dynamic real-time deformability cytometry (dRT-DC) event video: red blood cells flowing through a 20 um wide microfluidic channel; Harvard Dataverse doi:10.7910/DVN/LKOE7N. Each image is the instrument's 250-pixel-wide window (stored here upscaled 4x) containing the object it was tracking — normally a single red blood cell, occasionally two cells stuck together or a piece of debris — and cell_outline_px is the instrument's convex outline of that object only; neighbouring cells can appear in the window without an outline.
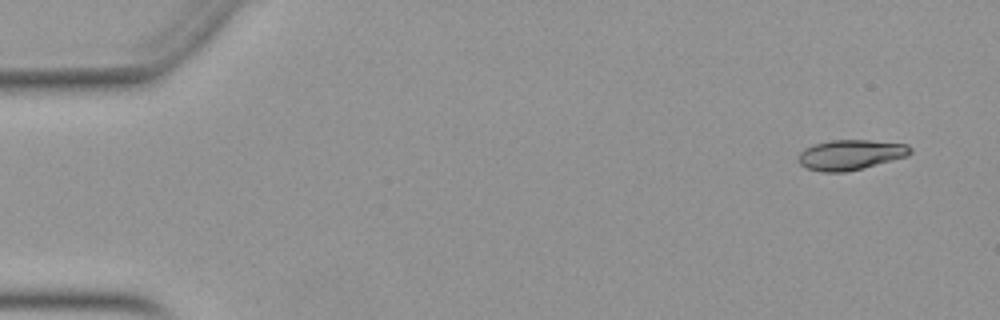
{"species": "Egyptian fruit bat (a non-hibernating species)", "species_latin": "Rousettus aegyptiacus", "temperature_condition": "warm", "stored_images_in_passage": 51, "camera_frame_rate_fps": 3000, "um_per_image_px": 0.085, "animal": {"sex": "female"}, "frame": {"image": 1, "passage_image": 2, "time_ms": 0.333, "image_size_px": [1000, 320], "cell_outline_px": [[912, 152], [908, 156], [844, 172], [820, 172], [808, 168], [800, 164], [796, 160], [796, 156], [804, 148], [816, 144], [832, 140], [868, 140], [908, 144], [912, 148]], "centroid_in_image_um": [72.27, 13.15], "position_along_channel_um": 12.7, "area_um2": 19.59}}
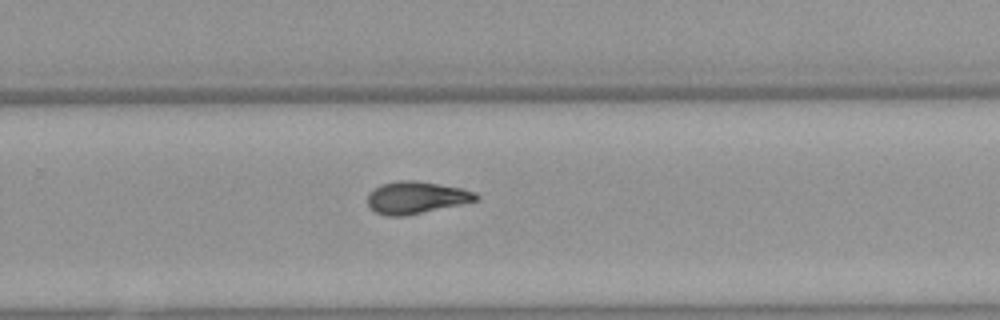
{"frame": {"image": 2, "passage_image": 33, "time_ms": 10.667, "image_size_px": [1000, 320], "cell_outline_px": [[480, 200], [404, 216], [388, 216], [376, 212], [368, 208], [368, 192], [372, 188], [380, 184], [396, 180], [416, 180], [460, 188], [476, 192], [480, 196]], "centroid_in_image_um": [35.34, 16.78], "position_along_channel_um": 294.5, "area_um2": 20.52}}
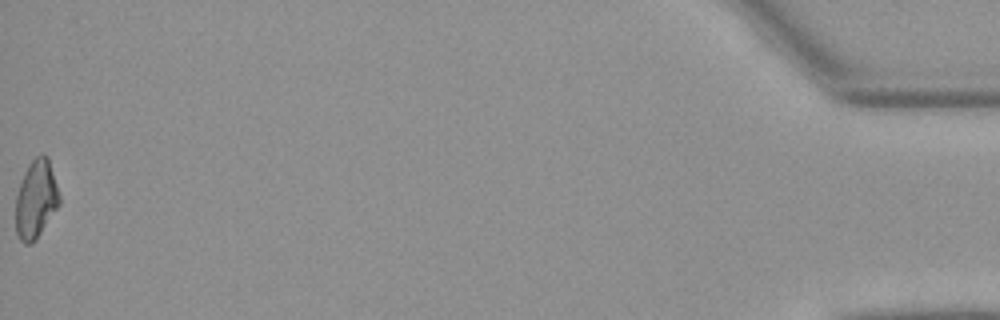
{"frame": {"image": 3, "passage_image": 51, "time_ms": 16.667, "image_size_px": [1000, 320], "cell_outline_px": [[60, 204], [40, 232], [28, 244], [24, 244], [20, 240], [16, 232], [16, 196], [24, 172], [28, 164], [40, 152], [48, 156], [60, 196]], "centroid_in_image_um": [3.06, 16.87], "position_along_channel_um": 432.1, "area_um2": 19.65}, "authors_computed_cell_mechanics": {"area_um2": 19.941, "velocity_mm_per_s": 3.9569, "shape_relaxation_time_tau1_ms": 6.1683, "shape_relaxation_time_tau2_ms": 5.2519, "deformation_change_tau1": 0.1978, "deformation_change_tau2": 0.1362}}